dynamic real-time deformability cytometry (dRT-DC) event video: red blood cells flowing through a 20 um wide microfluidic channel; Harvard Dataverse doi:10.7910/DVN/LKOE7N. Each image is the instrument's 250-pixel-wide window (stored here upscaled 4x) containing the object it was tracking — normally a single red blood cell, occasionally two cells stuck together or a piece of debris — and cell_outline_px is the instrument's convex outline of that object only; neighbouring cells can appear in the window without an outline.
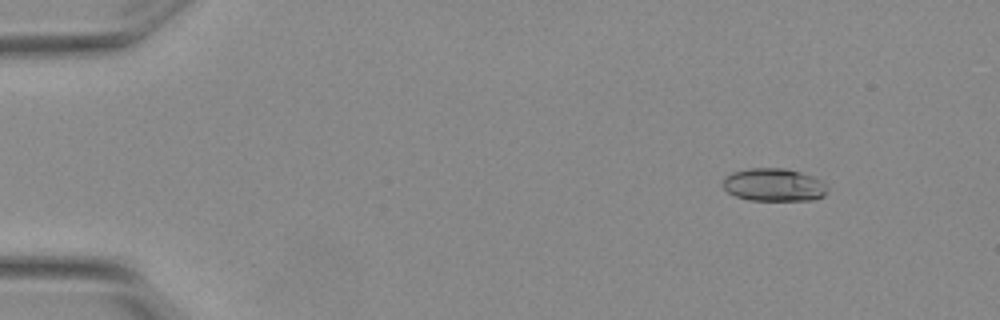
{"species": "Egyptian fruit bat (a non-hibernating species)", "species_latin": "Rousettus aegyptiacus", "temperature_condition": "warm", "stored_images_in_passage": 5, "camera_frame_rate_fps": 3000, "um_per_image_px": 0.085, "animal": {"sex": "female"}, "frame": {"image": 1, "passage_image": 2, "time_ms": 0.333, "image_size_px": [1000, 320], "cell_outline_px": [[828, 192], [824, 196], [812, 200], [748, 200], [736, 196], [728, 192], [724, 188], [724, 176], [732, 172], [748, 168], [784, 168], [800, 172], [812, 176], [820, 180], [828, 188]], "centroid_in_image_um": [65.78, 15.71], "position_along_channel_um": 19.2, "area_um2": 20.06}}
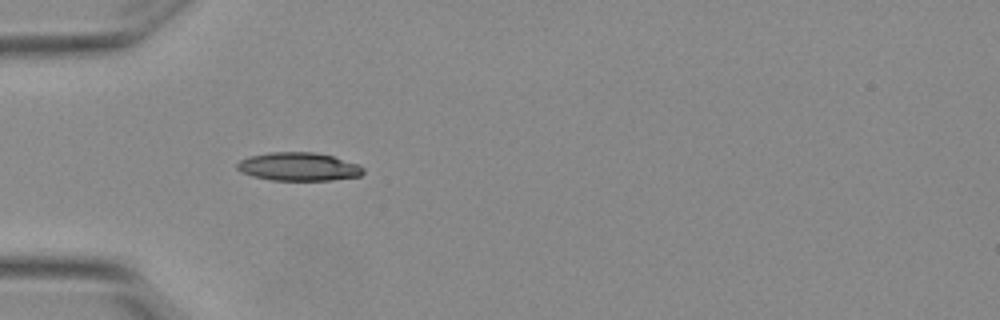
{"frame": {"image": 2, "passage_image": 5, "time_ms": 1.333, "image_size_px": [1000, 320], "cell_outline_px": [[364, 172], [360, 176], [328, 180], [272, 180], [252, 176], [240, 172], [236, 168], [236, 164], [240, 160], [248, 156], [268, 152], [316, 152], [332, 156], [356, 164], [364, 168]], "centroid_in_image_um": [25.32, 14.16], "position_along_channel_um": 59.7, "area_um2": 20.81}}